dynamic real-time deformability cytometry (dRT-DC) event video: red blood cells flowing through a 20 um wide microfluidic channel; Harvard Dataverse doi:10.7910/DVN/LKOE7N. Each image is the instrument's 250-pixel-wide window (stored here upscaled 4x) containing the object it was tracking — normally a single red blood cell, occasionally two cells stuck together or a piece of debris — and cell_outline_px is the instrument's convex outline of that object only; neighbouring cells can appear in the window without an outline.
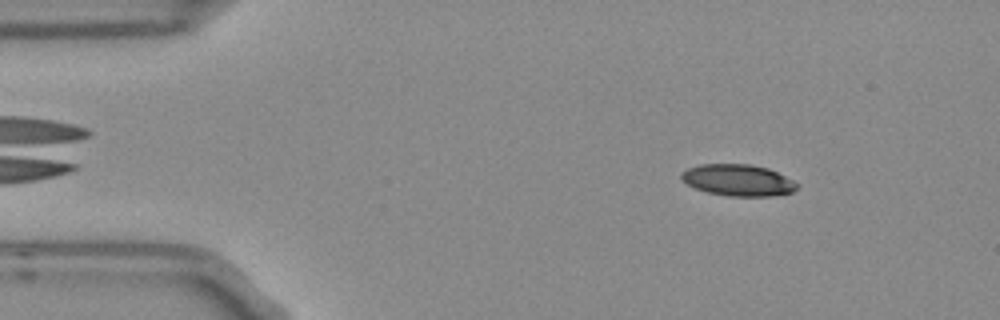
{"species": "Egyptian fruit bat (a non-hibernating species)", "species_latin": "Rousettus aegyptiacus", "temperature_condition": "room temperature", "stored_images_in_passage": 4, "camera_frame_rate_fps": 3000, "um_per_image_px": 0.085, "frame": {"image": 1, "passage_image": 1, "time_ms": 0.0, "image_size_px": [1000, 320], "cell_outline_px": [[800, 184], [792, 192], [772, 196], [728, 196], [708, 192], [696, 188], [680, 180], [680, 172], [688, 168], [700, 164], [752, 164], [768, 168]], "centroid_in_image_um": [62.71, 15.31], "position_along_channel_um": 22.3, "area_um2": 21.27}}
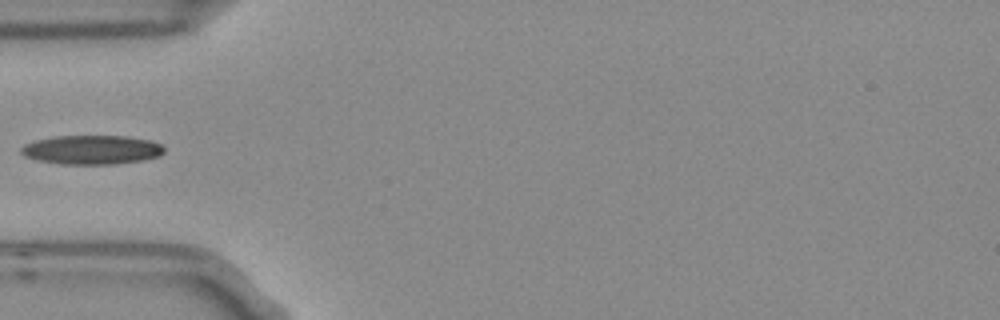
{"frame": {"image": 2, "passage_image": 4, "time_ms": 1.0, "image_size_px": [1000, 320], "cell_outline_px": [[164, 152], [160, 156], [144, 160], [116, 164], [60, 164], [40, 160], [24, 156], [20, 152], [20, 148], [24, 144], [36, 140], [56, 136], [128, 136], [152, 140], [160, 144], [164, 148]], "centroid_in_image_um": [7.83, 12.73], "position_along_channel_um": 77.2, "area_um2": 24.39}}